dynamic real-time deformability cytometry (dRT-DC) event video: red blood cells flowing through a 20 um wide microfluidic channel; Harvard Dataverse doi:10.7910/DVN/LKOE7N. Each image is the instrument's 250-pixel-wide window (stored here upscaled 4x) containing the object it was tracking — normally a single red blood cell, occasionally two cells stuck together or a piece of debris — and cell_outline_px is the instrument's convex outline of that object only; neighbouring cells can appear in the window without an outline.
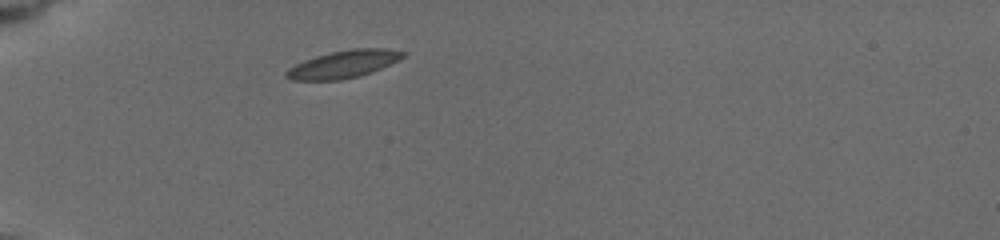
{"species": "common noctule bat (a hibernating species)", "species_latin": "Nyctalus noctula", "temperature_condition": "cold", "stored_images_in_passage": 6, "camera_frame_rate_fps": 3000, "um_per_image_px": 0.085, "animal": {"sex": "female", "body_mass_g": 19.5, "forearm_length_mm": 54.1}, "frame": {"image": 1, "passage_image": 1, "time_ms": 0.0, "image_size_px": [1000, 240], "cell_outline_px": [[408, 52], [404, 56], [372, 72], [360, 76], [340, 80], [292, 80], [284, 76], [284, 72], [288, 68], [304, 60], [316, 56], [332, 52], [352, 48], [384, 48]], "centroid_in_image_um": [29.17, 5.46], "position_along_channel_um": 55.8, "area_um2": 18.61}}
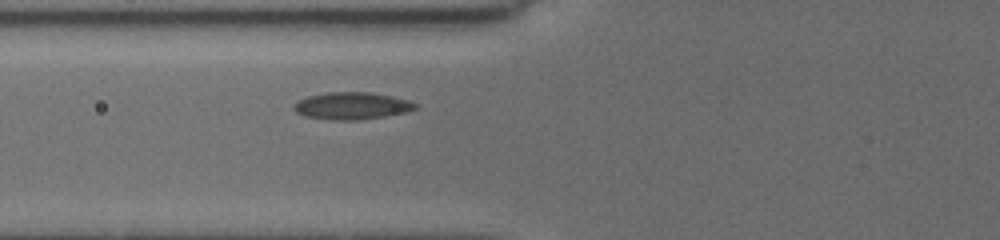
{"frame": {"image": 2, "passage_image": 4, "time_ms": 1.667, "image_size_px": [1000, 240], "cell_outline_px": [[416, 108], [404, 112], [384, 116], [356, 120], [332, 120], [304, 116], [296, 112], [292, 108], [300, 100], [308, 96], [328, 92], [372, 92], [392, 96], [408, 100], [416, 104]], "centroid_in_image_um": [29.88, 8.99], "position_along_channel_um": 95.9, "area_um2": 19.02}}
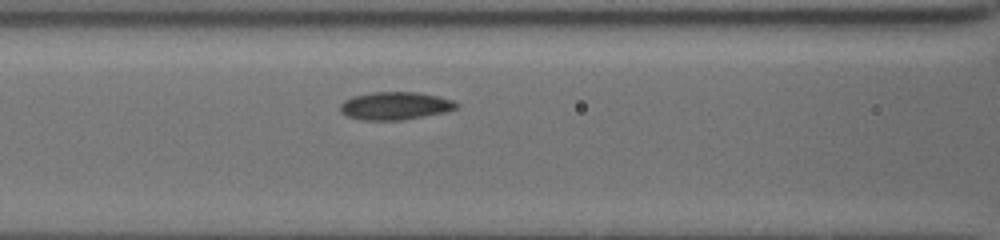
{"frame": {"image": 3, "passage_image": 6, "time_ms": 2.667, "image_size_px": [1000, 240], "cell_outline_px": [[460, 104], [456, 108], [444, 112], [404, 120], [360, 120], [348, 116], [340, 112], [340, 104], [344, 100], [352, 96], [372, 92], [416, 92], [440, 96], [452, 100]], "centroid_in_image_um": [33.57, 8.99], "position_along_channel_um": 133.0, "area_um2": 18.96}}